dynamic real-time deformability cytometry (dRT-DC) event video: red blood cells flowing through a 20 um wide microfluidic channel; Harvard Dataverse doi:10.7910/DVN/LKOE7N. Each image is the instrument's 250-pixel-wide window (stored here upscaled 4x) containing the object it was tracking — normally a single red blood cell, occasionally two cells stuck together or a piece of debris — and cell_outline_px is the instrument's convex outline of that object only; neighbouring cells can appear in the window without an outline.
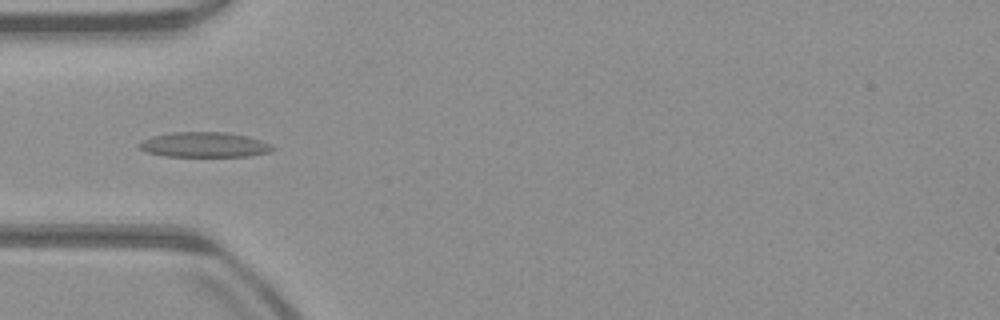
{"species": "common noctule bat (a hibernating species)", "species_latin": "Nyctalus noctula", "temperature_condition": "warm", "stored_images_in_passage": 51, "camera_frame_rate_fps": 3000, "um_per_image_px": 0.085, "animal": {"sex": "male", "body_mass_g": 23.1, "forearm_length_mm": 52.7}, "frame": {"image": 1, "passage_image": 15, "time_ms": 4.667, "image_size_px": [1000, 320], "cell_outline_px": [[276, 148], [272, 152], [248, 156], [164, 156], [144, 152], [136, 144], [152, 136], [172, 132], [228, 132], [248, 136], [272, 144]], "centroid_in_image_um": [17.39, 12.3], "position_along_channel_um": 67.6, "area_um2": 19.71}}
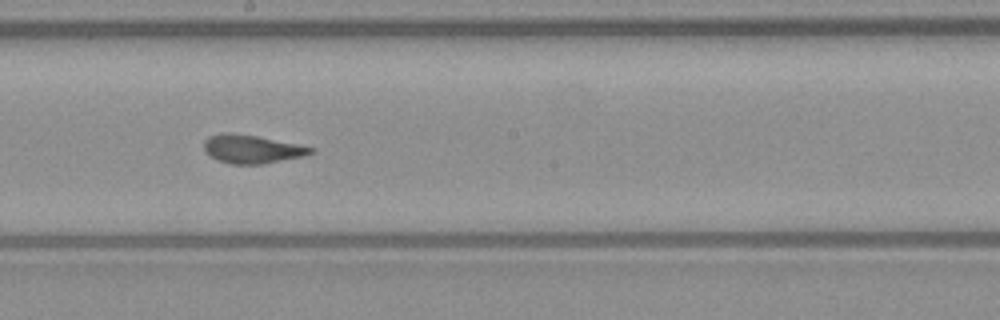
{"frame": {"image": 2, "passage_image": 27, "time_ms": 8.667, "image_size_px": [1000, 320], "cell_outline_px": [[316, 152], [304, 156], [260, 164], [232, 164], [216, 160], [204, 152], [204, 140], [208, 136], [224, 132], [232, 132], [256, 136], [316, 148]], "centroid_in_image_um": [21.38, 12.67], "position_along_channel_um": 226.8, "area_um2": 17.74}}
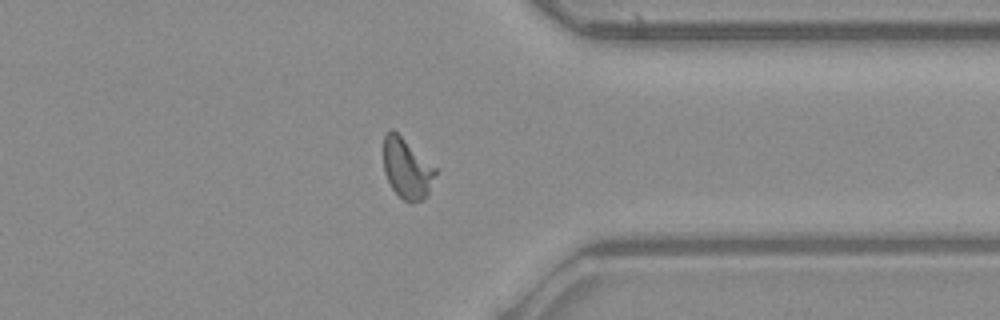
{"frame": {"image": 3, "passage_image": 39, "time_ms": 12.667, "image_size_px": [1000, 320], "cell_outline_px": [[436, 172], [428, 192], [424, 200], [412, 204], [404, 200], [392, 188], [384, 172], [384, 136], [388, 128], [392, 128], [436, 168]], "centroid_in_image_um": [34.56, 14.33], "position_along_channel_um": 376.8, "area_um2": 18.03}, "authors_computed_cell_mechanics": {"area_um2": 18.0336, "velocity_mm_per_s": 3.9491, "shape_relaxation_time_tau1_ms": 6.0497, "shape_relaxation_time_tau2_ms": null, "deformation_change_tau1": 0.1936, "deformation_change_tau2": null}}